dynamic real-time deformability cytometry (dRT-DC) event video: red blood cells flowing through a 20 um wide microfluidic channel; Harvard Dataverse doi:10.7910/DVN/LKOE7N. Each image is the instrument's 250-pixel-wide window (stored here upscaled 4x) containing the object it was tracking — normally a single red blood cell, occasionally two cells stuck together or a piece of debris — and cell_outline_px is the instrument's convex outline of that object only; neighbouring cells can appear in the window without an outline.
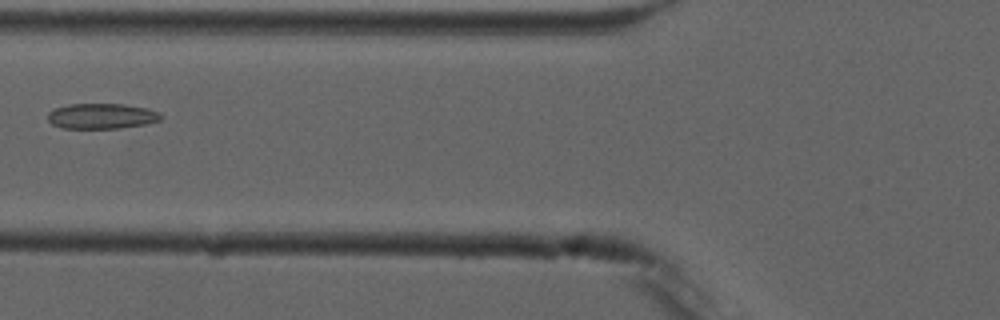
{"species": "common noctule bat (a hibernating species)", "species_latin": "Nyctalus noctula", "temperature_condition": "cold", "stored_images_in_passage": 7, "camera_frame_rate_fps": 3000, "um_per_image_px": 0.085, "animal": {"sex": "male", "forearm_length_mm": 52.5}, "frame": {"image": 1, "passage_image": 6, "time_ms": 6.667, "image_size_px": [1000, 320], "cell_outline_px": [[164, 116], [160, 120], [144, 124], [120, 128], [64, 128], [52, 124], [48, 120], [48, 112], [56, 108], [68, 104], [124, 104], [144, 108], [160, 112]], "centroid_in_image_um": [8.64, 9.86], "position_along_channel_um": 117.2, "area_um2": 16.65}}
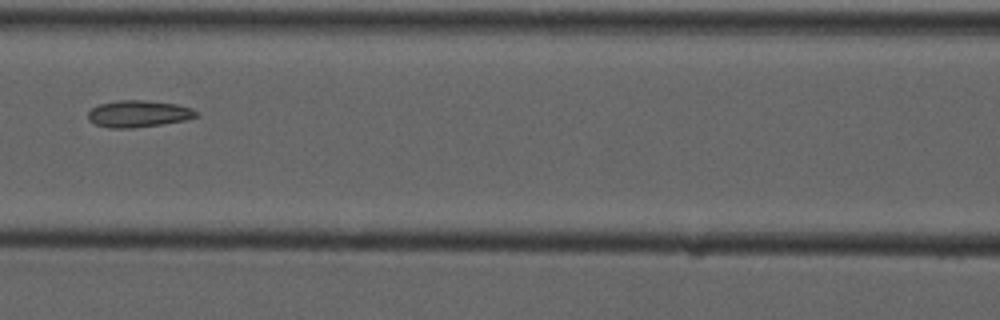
{"frame": {"image": 2, "passage_image": 7, "time_ms": 7.667, "image_size_px": [1000, 320], "cell_outline_px": [[200, 116], [188, 120], [132, 128], [108, 128], [96, 124], [88, 120], [88, 112], [92, 108], [100, 104], [120, 100], [148, 100], [176, 104], [192, 108], [200, 112]], "centroid_in_image_um": [11.82, 9.67], "position_along_channel_um": 154.8, "area_um2": 17.05}}